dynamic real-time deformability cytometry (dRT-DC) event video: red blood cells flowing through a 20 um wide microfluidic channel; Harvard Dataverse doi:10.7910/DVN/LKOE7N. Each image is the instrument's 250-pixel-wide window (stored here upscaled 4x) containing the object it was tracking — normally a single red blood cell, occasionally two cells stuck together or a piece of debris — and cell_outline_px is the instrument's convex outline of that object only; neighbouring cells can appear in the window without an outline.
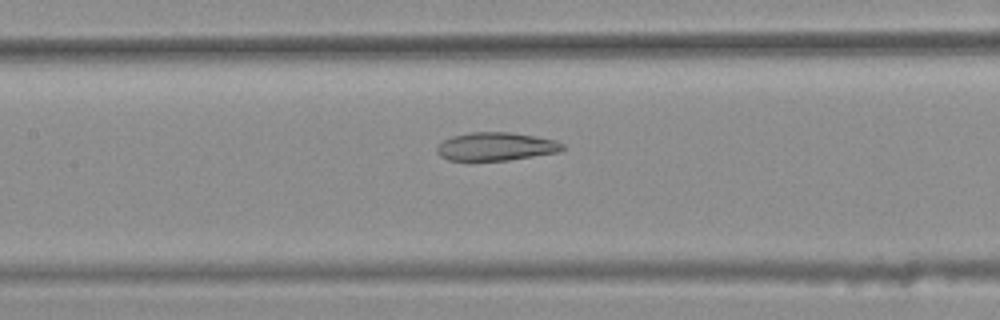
{"species": "common noctule bat (a hibernating species)", "species_latin": "Nyctalus noctula", "temperature_condition": "warm", "stored_images_in_passage": 49, "camera_frame_rate_fps": 3000, "um_per_image_px": 0.085, "animal": {"sex": "female", "body_mass_g": 25.1}, "frame": {"image": 1, "passage_image": 25, "time_ms": 8.0, "image_size_px": [1000, 320], "cell_outline_px": [[568, 148], [560, 152], [508, 160], [472, 164], [448, 160], [440, 156], [436, 152], [436, 148], [444, 140], [452, 136], [472, 132], [508, 132], [536, 136], [556, 140], [564, 144]], "centroid_in_image_um": [42.14, 12.5], "position_along_channel_um": 165.3, "area_um2": 21.62}}
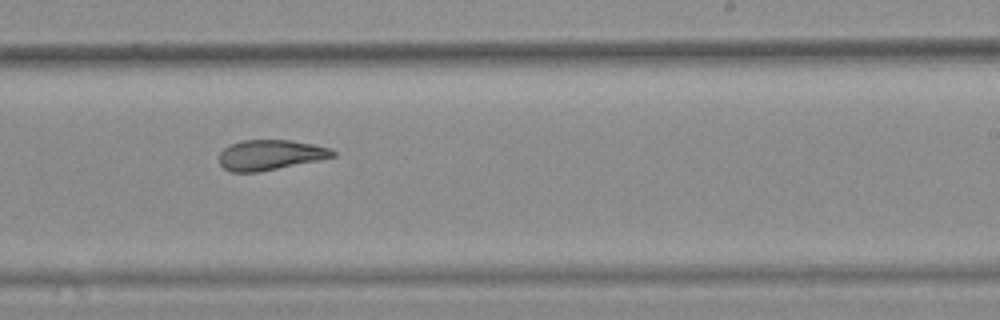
{"frame": {"image": 2, "passage_image": 33, "time_ms": 10.667, "image_size_px": [1000, 320], "cell_outline_px": [[336, 156], [260, 172], [232, 172], [224, 168], [220, 164], [220, 152], [228, 144], [240, 140], [292, 140], [332, 148], [336, 152]], "centroid_in_image_um": [22.96, 13.16], "position_along_channel_um": 266.0, "area_um2": 20.06}}
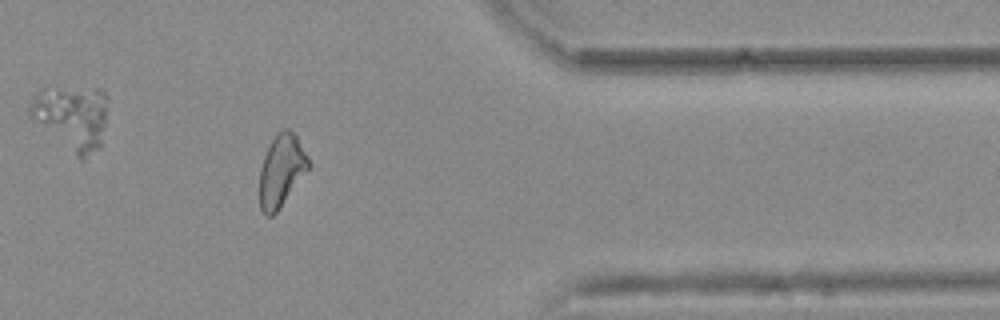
{"frame": {"image": 3, "passage_image": 44, "time_ms": 14.333, "image_size_px": [1000, 320], "cell_outline_px": [[312, 164], [276, 212], [272, 216], [264, 216], [260, 208], [260, 168], [264, 156], [276, 132], [280, 128], [288, 128], [296, 136], [308, 156]], "centroid_in_image_um": [23.92, 14.47], "position_along_channel_um": 387.5, "area_um2": 20.46}, "authors_computed_cell_mechanics": {"area_um2": 22.6576, "velocity_mm_per_s": 3.789, "shape_relaxation_time_tau1_ms": null, "shape_relaxation_time_tau2_ms": 2.6145, "deformation_change_tau1": null, "deformation_change_tau2": 0.1095}}